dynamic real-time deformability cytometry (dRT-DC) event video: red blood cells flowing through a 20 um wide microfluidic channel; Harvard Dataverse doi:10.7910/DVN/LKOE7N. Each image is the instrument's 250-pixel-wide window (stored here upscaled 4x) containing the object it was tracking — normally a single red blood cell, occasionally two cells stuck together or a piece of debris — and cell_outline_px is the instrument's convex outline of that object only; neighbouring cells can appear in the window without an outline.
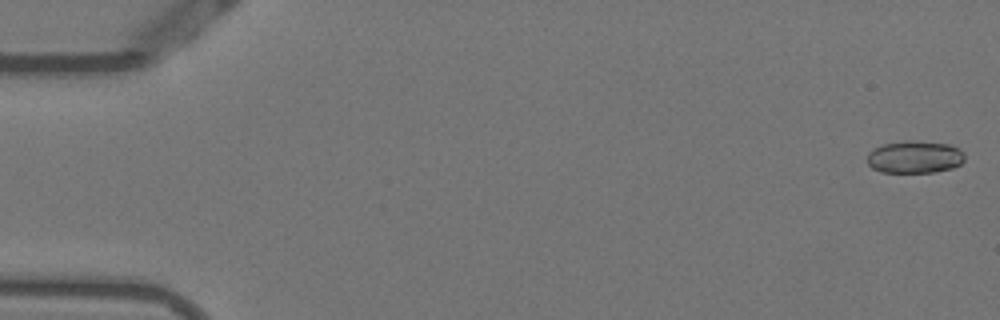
{"species": "Egyptian fruit bat (a non-hibernating species)", "species_latin": "Rousettus aegyptiacus", "temperature_condition": "warm", "stored_images_in_passage": 53, "camera_frame_rate_fps": 3000, "um_per_image_px": 0.085, "animal": {"sex": "female"}, "frame": {"image": 1, "passage_image": 1, "time_ms": 0.0, "image_size_px": [1000, 320], "cell_outline_px": [[964, 160], [960, 164], [952, 168], [936, 172], [880, 172], [872, 168], [868, 164], [868, 152], [872, 148], [884, 144], [908, 140], [948, 144], [964, 152]], "centroid_in_image_um": [77.73, 13.35], "position_along_channel_um": 7.3, "area_um2": 18.38}}
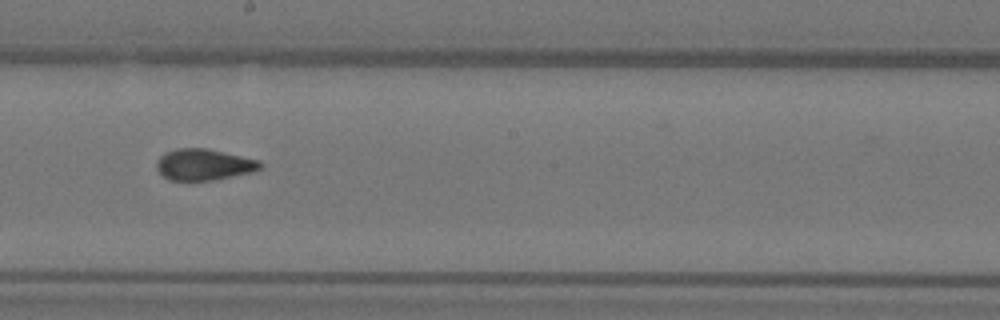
{"frame": {"image": 2, "passage_image": 30, "time_ms": 9.667, "image_size_px": [1000, 320], "cell_outline_px": [[264, 168], [252, 172], [212, 180], [168, 180], [156, 168], [156, 164], [160, 156], [164, 152], [176, 148], [208, 148], [260, 160], [264, 164]], "centroid_in_image_um": [17.36, 13.97], "position_along_channel_um": 230.8, "area_um2": 19.07}}
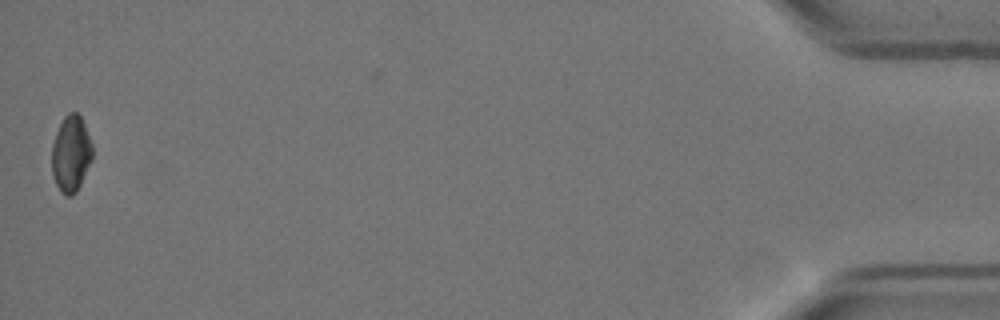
{"frame": {"image": 3, "passage_image": 53, "time_ms": 17.333, "image_size_px": [1000, 320], "cell_outline_px": [[92, 160], [76, 192], [72, 196], [64, 196], [60, 192], [52, 176], [52, 144], [56, 132], [64, 116], [68, 112], [76, 112], [80, 116], [84, 124], [92, 144]], "centroid_in_image_um": [6.02, 13.09], "position_along_channel_um": 429.2, "area_um2": 18.09}, "authors_computed_cell_mechanics": {"area_um2": 19.0162, "velocity_mm_per_s": 3.8246, "shape_relaxation_time_tau1_ms": null, "shape_relaxation_time_tau2_ms": 1.5033, "deformation_change_tau1": null, "deformation_change_tau2": 0.0582}}